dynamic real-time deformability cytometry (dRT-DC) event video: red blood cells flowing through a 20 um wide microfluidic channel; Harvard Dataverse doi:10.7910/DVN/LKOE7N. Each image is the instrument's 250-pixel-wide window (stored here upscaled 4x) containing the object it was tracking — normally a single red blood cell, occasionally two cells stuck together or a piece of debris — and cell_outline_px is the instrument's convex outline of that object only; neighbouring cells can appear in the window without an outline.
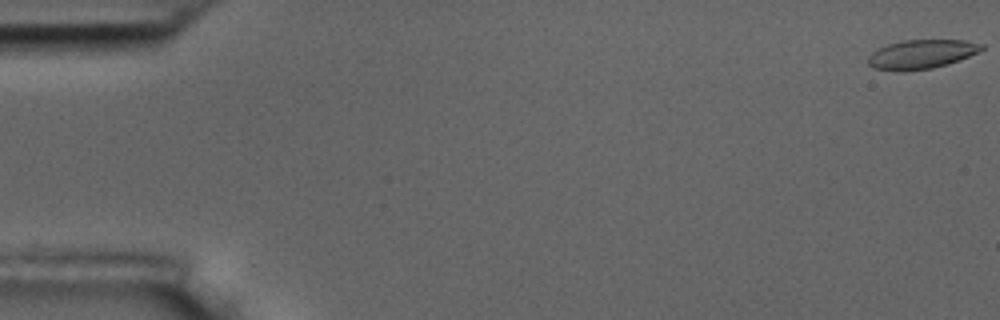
{"species": "common noctule bat (a hibernating species)", "species_latin": "Nyctalus noctula", "temperature_condition": "room temperature", "stored_images_in_passage": 9, "camera_frame_rate_fps": 3000, "um_per_image_px": 0.085, "animal": {"sex": "male", "body_mass_g": 17.5, "forearm_length_mm": 52.3}, "frame": {"image": 1, "passage_image": 1, "time_ms": 0.0, "image_size_px": [1000, 320], "cell_outline_px": [[984, 48], [960, 60], [948, 64], [932, 68], [904, 72], [896, 72], [872, 68], [868, 64], [868, 56], [872, 52], [888, 44], [900, 40], [964, 40], [984, 44]], "centroid_in_image_um": [78.28, 4.62], "position_along_channel_um": 6.7, "area_um2": 19.42}}
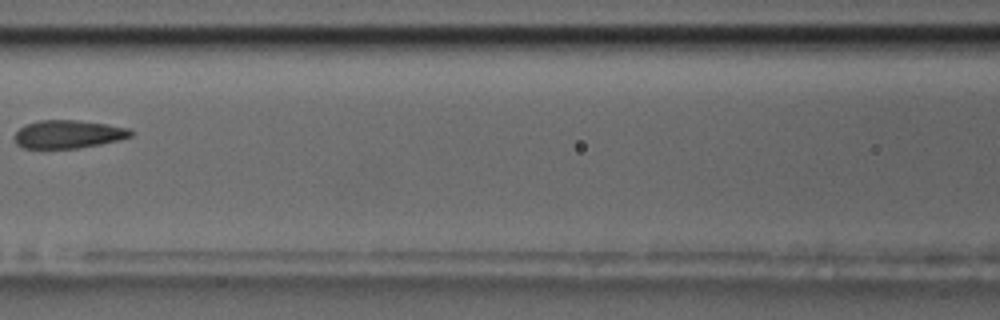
{"frame": {"image": 2, "passage_image": 8, "time_ms": 8.333, "image_size_px": [1000, 320], "cell_outline_px": [[136, 132], [132, 136], [100, 144], [76, 148], [24, 148], [16, 144], [12, 136], [24, 124], [40, 120], [76, 120], [108, 124], [128, 128]], "centroid_in_image_um": [5.77, 11.4], "position_along_channel_um": 160.8, "area_um2": 19.13}}
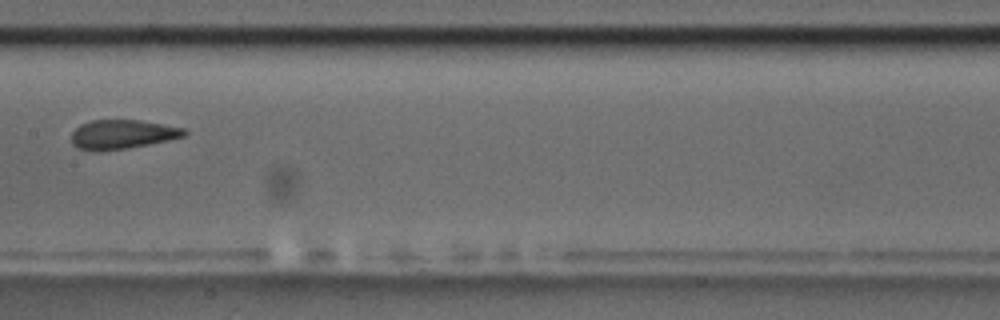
{"frame": {"image": 3, "passage_image": 9, "time_ms": 9.333, "image_size_px": [1000, 320], "cell_outline_px": [[188, 132], [184, 136], [168, 140], [128, 148], [100, 152], [96, 152], [76, 148], [72, 144], [72, 132], [80, 124], [92, 120], [140, 120], [164, 124], [184, 128]], "centroid_in_image_um": [10.36, 11.43], "position_along_channel_um": 197.0, "area_um2": 19.36}}